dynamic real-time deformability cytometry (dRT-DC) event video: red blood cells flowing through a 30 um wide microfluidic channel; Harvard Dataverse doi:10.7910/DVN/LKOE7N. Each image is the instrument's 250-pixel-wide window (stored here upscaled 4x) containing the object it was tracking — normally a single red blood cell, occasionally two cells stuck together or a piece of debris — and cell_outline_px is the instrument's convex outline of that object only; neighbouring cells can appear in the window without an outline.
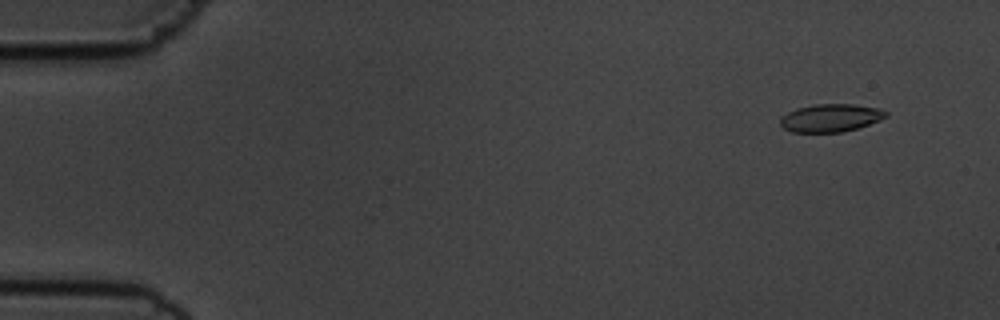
{"species": "common noctule bat (a hibernating species)", "species_latin": "Nyctalus noctula", "temperature_condition": "cold", "stored_images_in_passage": 56, "camera_frame_rate_fps": 3000, "um_per_image_px": 0.085, "animal": {"sex": "male", "body_mass_g": 19.5, "forearm_length_mm": 54.6}, "frame": {"image": 1, "passage_image": 5, "time_ms": 1.333, "image_size_px": [1000, 320], "cell_outline_px": [[888, 116], [880, 120], [844, 132], [792, 132], [784, 128], [780, 124], [780, 116], [796, 108], [816, 104], [852, 104], [880, 108], [888, 112]], "centroid_in_image_um": [70.6, 10.01], "position_along_channel_um": 14.4, "area_um2": 17.22}}
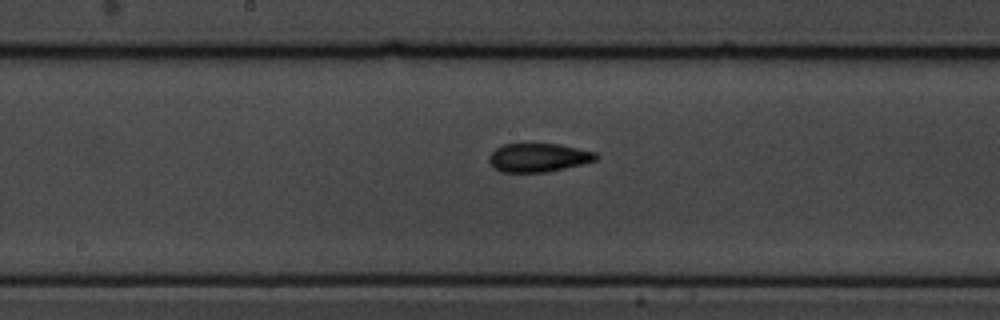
{"frame": {"image": 2, "passage_image": 30, "time_ms": 9.667, "image_size_px": [1000, 320], "cell_outline_px": [[600, 156], [596, 160], [584, 164], [548, 172], [500, 172], [492, 168], [488, 160], [488, 156], [496, 148], [504, 144], [560, 144], [596, 152]], "centroid_in_image_um": [45.77, 13.4], "position_along_channel_um": 202.4, "area_um2": 18.09}}
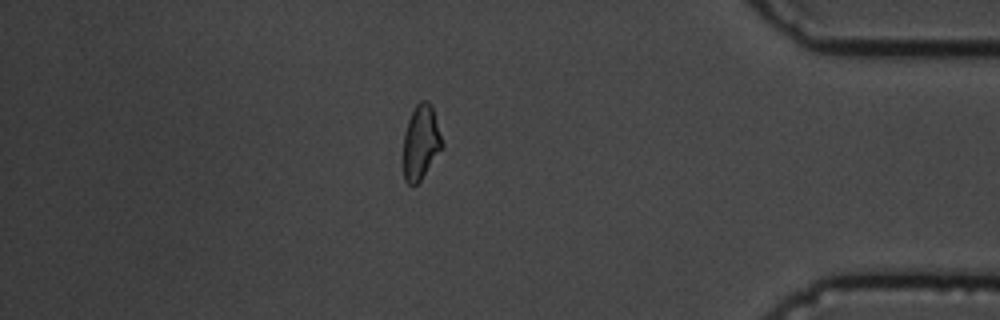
{"frame": {"image": 3, "passage_image": 49, "time_ms": 16.0, "image_size_px": [1000, 320], "cell_outline_px": [[444, 144], [420, 180], [412, 188], [404, 180], [404, 132], [408, 120], [416, 104], [420, 100], [428, 100], [432, 104]], "centroid_in_image_um": [35.77, 12.06], "position_along_channel_um": 399.4, "area_um2": 16.82}, "authors_computed_cell_mechanics": {"area_um2": 17.629, "velocity_mm_per_s": 3.6355, "shape_relaxation_time_tau1_ms": 4.3312, "shape_relaxation_time_tau2_ms": 1.9625, "deformation_change_tau1": 0.1365, "deformation_change_tau2": 0.0693}}